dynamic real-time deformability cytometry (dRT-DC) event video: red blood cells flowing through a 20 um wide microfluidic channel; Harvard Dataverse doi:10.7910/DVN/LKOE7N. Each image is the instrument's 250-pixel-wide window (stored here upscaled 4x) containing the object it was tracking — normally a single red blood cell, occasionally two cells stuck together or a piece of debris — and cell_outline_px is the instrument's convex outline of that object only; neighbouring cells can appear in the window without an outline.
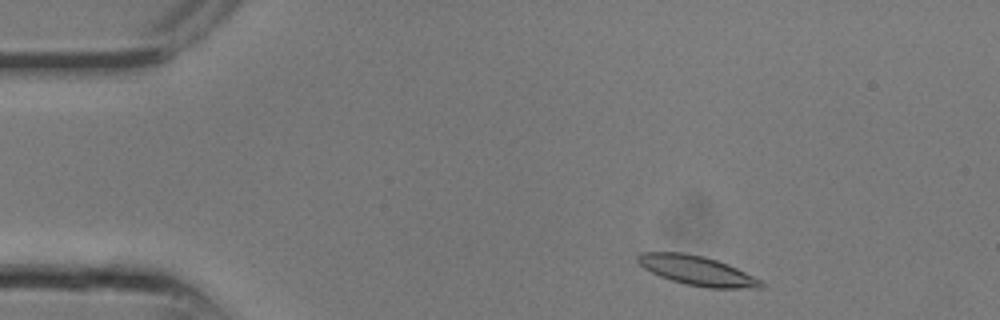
{"species": "common noctule bat (a hibernating species)", "species_latin": "Nyctalus noctula", "temperature_condition": "room temperature", "stored_images_in_passage": 9, "camera_frame_rate_fps": 3000, "um_per_image_px": 0.085, "animal": {"sex": "male", "body_mass_g": 13.3}, "frame": {"image": 1, "passage_image": 2, "time_ms": 0.333, "image_size_px": [1000, 320], "cell_outline_px": [[764, 284], [760, 288], [708, 288], [684, 284], [660, 276], [644, 268], [636, 260], [636, 256], [640, 252], [684, 252], [704, 256], [728, 264], [760, 280]], "centroid_in_image_um": [59.2, 22.99], "position_along_channel_um": 25.8, "area_um2": 21.04}}
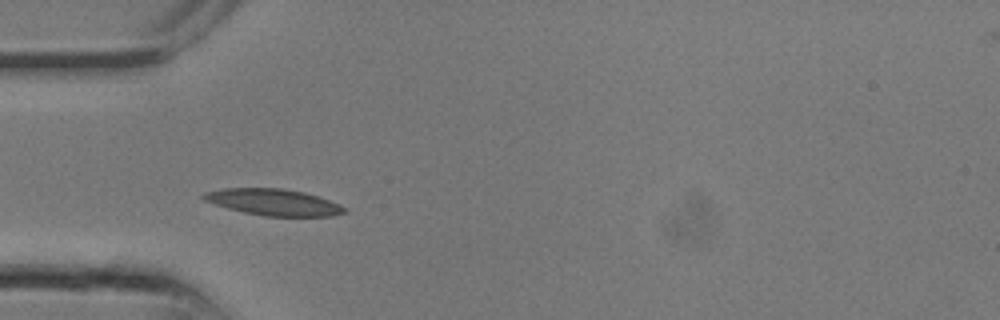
{"frame": {"image": 2, "passage_image": 6, "time_ms": 1.667, "image_size_px": [1000, 320], "cell_outline_px": [[348, 212], [332, 216], [264, 216], [244, 212], [228, 208], [204, 200], [200, 196], [204, 192], [224, 188], [284, 188], [304, 192], [328, 200], [348, 208]], "centroid_in_image_um": [23.26, 17.18], "position_along_channel_um": 61.7, "area_um2": 21.68}}
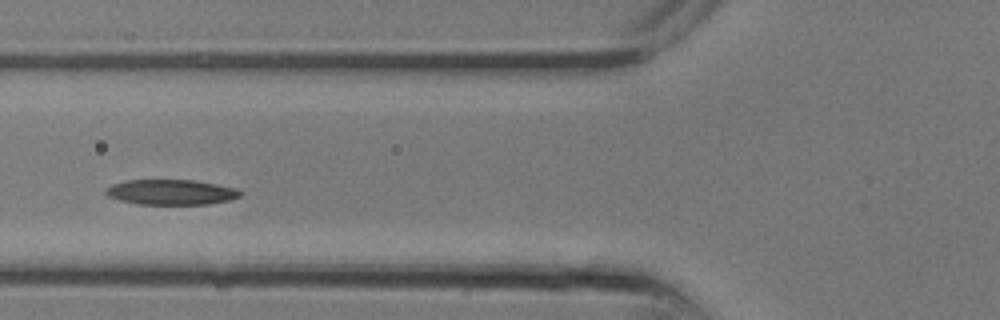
{"frame": {"image": 3, "passage_image": 8, "time_ms": 2.333, "image_size_px": [1000, 320], "cell_outline_px": [[240, 196], [232, 200], [208, 204], [140, 204], [120, 200], [108, 196], [104, 192], [104, 188], [112, 184], [124, 180], [196, 180], [236, 188], [240, 192]], "centroid_in_image_um": [14.52, 16.33], "position_along_channel_um": 111.3, "area_um2": 19.83}}